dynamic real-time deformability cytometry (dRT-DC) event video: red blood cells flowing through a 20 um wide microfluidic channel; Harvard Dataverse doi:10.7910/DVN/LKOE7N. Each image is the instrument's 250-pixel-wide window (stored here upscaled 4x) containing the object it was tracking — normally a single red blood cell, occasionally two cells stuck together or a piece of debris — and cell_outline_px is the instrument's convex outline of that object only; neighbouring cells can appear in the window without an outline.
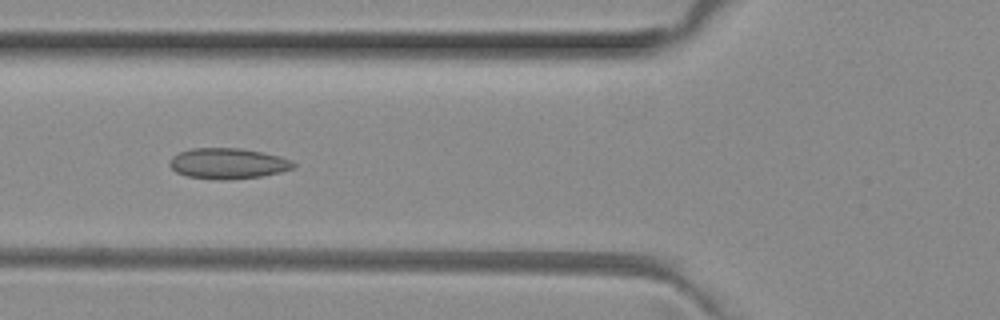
{"species": "common noctule bat (a hibernating species)", "species_latin": "Nyctalus noctula", "temperature_condition": "room temperature", "stored_images_in_passage": 6, "camera_frame_rate_fps": 3000, "um_per_image_px": 0.085, "animal": {"sex": "female", "body_mass_g": 29.2, "forearm_length_mm": 56.3}, "frame": {"image": 1, "passage_image": 5, "time_ms": 1.333, "image_size_px": [1000, 320], "cell_outline_px": [[296, 168], [280, 172], [260, 176], [228, 180], [220, 180], [184, 176], [176, 172], [168, 164], [172, 156], [180, 152], [192, 148], [240, 148], [280, 156], [292, 160], [296, 164]], "centroid_in_image_um": [19.37, 13.9], "position_along_channel_um": 106.4, "area_um2": 22.25}}